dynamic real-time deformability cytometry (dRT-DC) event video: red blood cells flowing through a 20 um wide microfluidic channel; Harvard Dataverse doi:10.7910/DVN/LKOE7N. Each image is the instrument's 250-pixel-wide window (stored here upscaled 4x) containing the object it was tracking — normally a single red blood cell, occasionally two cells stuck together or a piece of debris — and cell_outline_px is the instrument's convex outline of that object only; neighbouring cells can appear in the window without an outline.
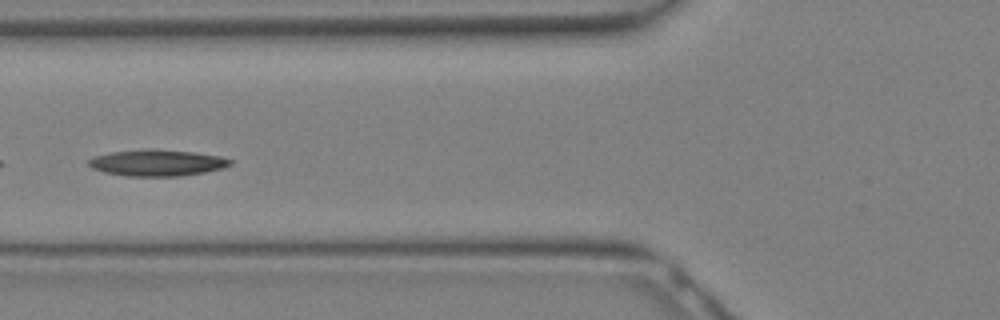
{"species": "Egyptian fruit bat (a non-hibernating species)", "species_latin": "Rousettus aegyptiacus", "temperature_condition": "warm", "stored_images_in_passage": 30, "camera_frame_rate_fps": 3000, "um_per_image_px": 0.085, "animal": {"sex": "female"}, "frame": {"image": 1, "passage_image": 11, "time_ms": 3.333, "image_size_px": [1000, 320], "cell_outline_px": [[232, 164], [224, 168], [204, 172], [180, 176], [124, 176], [104, 172], [92, 168], [88, 164], [88, 160], [96, 156], [112, 152], [152, 148], [192, 152], [220, 156], [232, 160]], "centroid_in_image_um": [13.37, 13.84], "position_along_channel_um": 112.4, "area_um2": 21.73}}
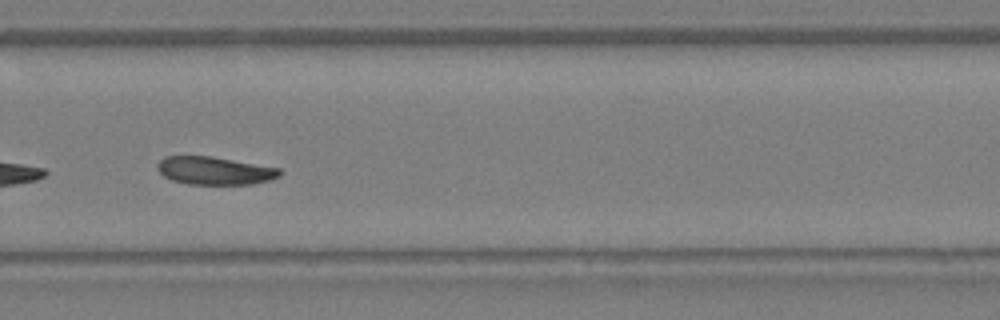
{"frame": {"image": 2, "passage_image": 20, "time_ms": 6.333, "image_size_px": [1000, 320], "cell_outline_px": [[280, 176], [268, 180], [252, 184], [188, 184], [172, 180], [164, 176], [156, 168], [156, 164], [164, 156], [212, 156], [280, 168]], "centroid_in_image_um": [18.21, 14.5], "position_along_channel_um": 311.6, "area_um2": 19.88}}
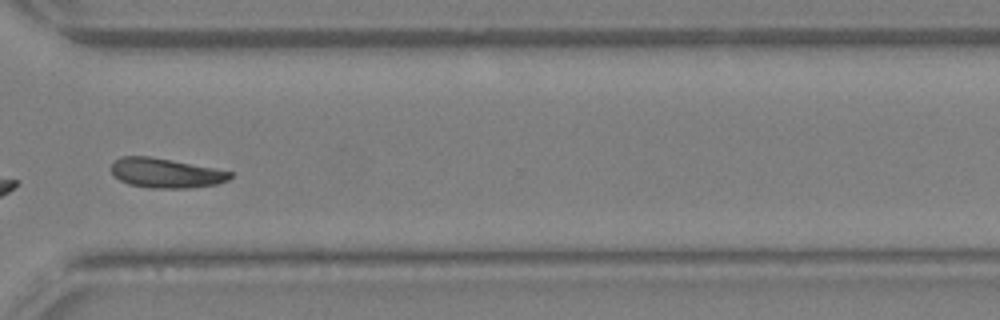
{"frame": {"image": 3, "passage_image": 22, "time_ms": 7.0, "image_size_px": [1000, 320], "cell_outline_px": [[232, 176], [228, 180], [216, 184], [188, 188], [148, 188], [128, 184], [120, 180], [112, 172], [112, 164], [120, 156], [152, 156], [232, 172]], "centroid_in_image_um": [14.07, 14.71], "position_along_channel_um": 356.5, "area_um2": 20.35}}